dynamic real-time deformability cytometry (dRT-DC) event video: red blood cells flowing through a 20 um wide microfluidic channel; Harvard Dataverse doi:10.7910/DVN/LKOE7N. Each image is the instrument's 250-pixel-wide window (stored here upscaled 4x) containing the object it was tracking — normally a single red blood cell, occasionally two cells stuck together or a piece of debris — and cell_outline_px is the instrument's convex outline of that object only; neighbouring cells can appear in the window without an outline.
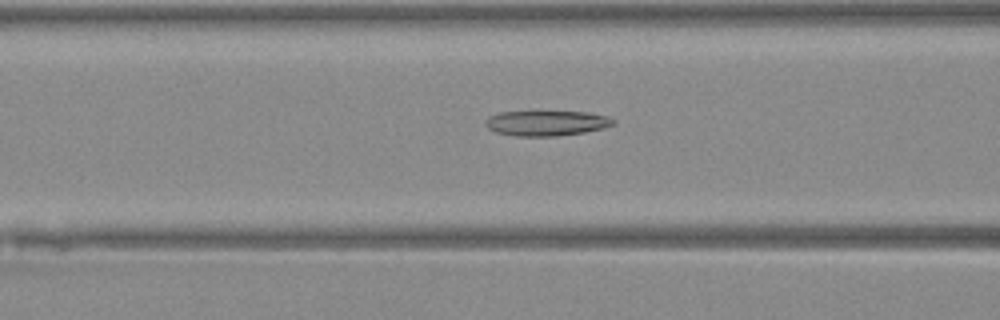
{"species": "Egyptian fruit bat (a non-hibernating species)", "species_latin": "Rousettus aegyptiacus", "temperature_condition": "warm", "stored_images_in_passage": 48, "camera_frame_rate_fps": 3000, "um_per_image_px": 0.085, "animal": {"sex": "female"}, "frame": {"image": 1, "passage_image": 20, "time_ms": 6.333, "image_size_px": [1000, 320], "cell_outline_px": [[616, 124], [604, 128], [584, 132], [556, 136], [516, 136], [496, 132], [488, 128], [484, 124], [484, 120], [488, 116], [500, 112], [588, 112], [608, 116], [616, 120]], "centroid_in_image_um": [46.46, 10.46], "position_along_channel_um": 120.1, "area_um2": 18.84}}
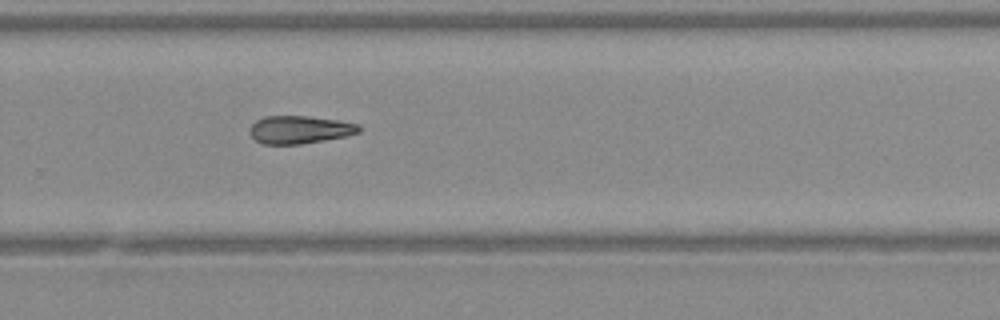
{"frame": {"image": 2, "passage_image": 33, "time_ms": 10.667, "image_size_px": [1000, 320], "cell_outline_px": [[360, 132], [348, 136], [300, 144], [260, 144], [248, 132], [252, 124], [256, 120], [264, 116], [308, 116], [336, 120], [360, 124]], "centroid_in_image_um": [25.46, 11.02], "position_along_channel_um": 304.3, "area_um2": 17.8}}
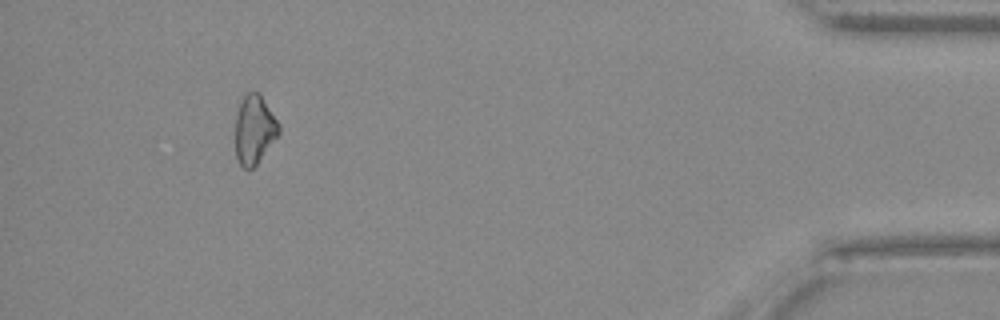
{"frame": {"image": 3, "passage_image": 45, "time_ms": 14.667, "image_size_px": [1000, 320], "cell_outline_px": [[280, 132], [256, 164], [252, 168], [244, 168], [240, 164], [236, 156], [236, 116], [244, 92], [260, 92], [280, 124]], "centroid_in_image_um": [21.63, 10.96], "position_along_channel_um": 413.6, "area_um2": 17.34}}